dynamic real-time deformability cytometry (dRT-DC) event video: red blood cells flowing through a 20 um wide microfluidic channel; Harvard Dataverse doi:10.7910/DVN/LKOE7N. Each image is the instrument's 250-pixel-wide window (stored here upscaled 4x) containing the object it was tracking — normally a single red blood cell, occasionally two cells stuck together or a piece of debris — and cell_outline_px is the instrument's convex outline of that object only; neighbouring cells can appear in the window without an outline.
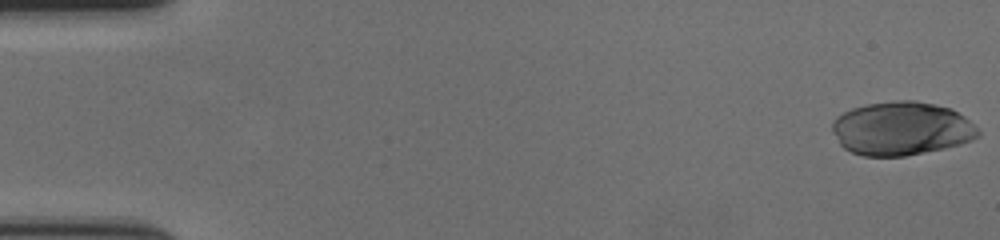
{"species": "human", "species_latin": "Homo sapiens", "temperature_condition": "cold", "stored_images_in_passage": 59, "camera_frame_rate_fps": 3000, "um_per_image_px": 0.085, "donor": {"sex": "female"}, "frame": {"image": 1, "passage_image": 1, "time_ms": 0.0, "image_size_px": [1000, 240], "cell_outline_px": [[980, 132], [976, 136], [960, 144], [944, 148], [904, 156], [864, 156], [852, 152], [844, 148], [840, 144], [832, 132], [832, 120], [836, 116], [852, 108], [868, 104], [892, 100], [916, 100], [936, 104], [952, 108], [964, 116]], "centroid_in_image_um": [76.58, 10.91], "position_along_channel_um": 8.4, "area_um2": 45.49}}
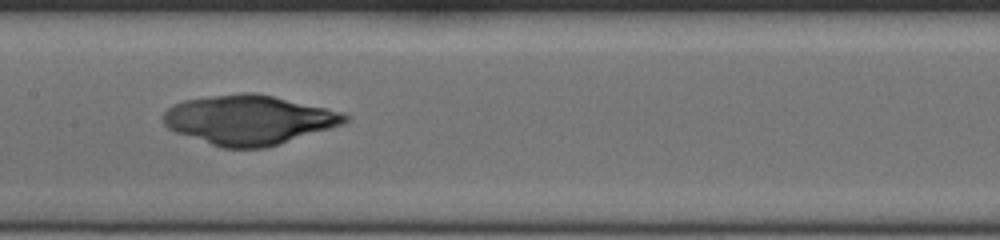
{"frame": {"image": 2, "passage_image": 30, "time_ms": 9.667, "image_size_px": [1000, 240], "cell_outline_px": [[352, 116], [344, 124], [280, 144], [264, 148], [220, 148], [176, 132], [168, 128], [164, 124], [164, 112], [172, 104], [184, 100], [208, 96], [240, 92], [256, 92], [324, 108], [340, 112]], "centroid_in_image_um": [21.14, 10.19], "position_along_channel_um": 186.3, "area_um2": 52.31}}
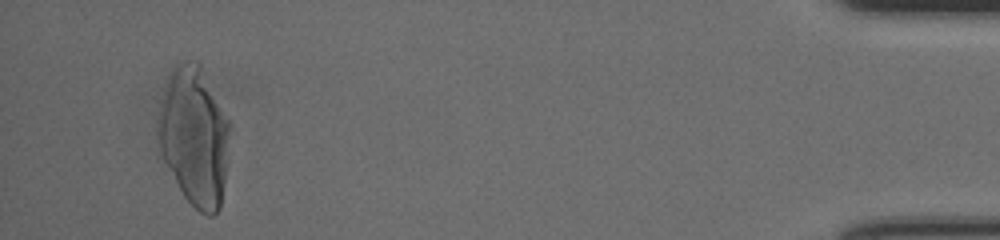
{"frame": {"image": 3, "passage_image": 56, "time_ms": 18.333, "image_size_px": [1000, 240], "cell_outline_px": [[228, 132], [224, 180], [220, 208], [212, 216], [208, 216], [200, 212], [184, 196], [164, 160], [160, 152], [156, 136], [156, 120], [160, 104], [168, 76], [172, 68], [180, 60], [196, 60], [200, 64], [228, 120]], "centroid_in_image_um": [16.45, 11.54], "position_along_channel_um": 418.7, "area_um2": 57.4}}